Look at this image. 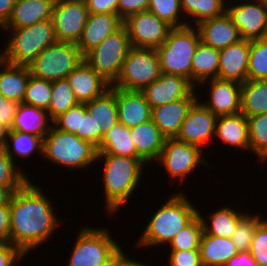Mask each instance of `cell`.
<instances>
[{
    "mask_svg": "<svg viewBox=\"0 0 267 266\" xmlns=\"http://www.w3.org/2000/svg\"><path fill=\"white\" fill-rule=\"evenodd\" d=\"M29 180L16 190L10 200L9 242L19 247L26 255L50 241L61 219L55 212L54 201L45 195L40 186ZM52 201V202H51ZM54 205V206H53ZM55 207V208H54ZM49 239V240H48Z\"/></svg>",
    "mask_w": 267,
    "mask_h": 266,
    "instance_id": "obj_1",
    "label": "cell"
},
{
    "mask_svg": "<svg viewBox=\"0 0 267 266\" xmlns=\"http://www.w3.org/2000/svg\"><path fill=\"white\" fill-rule=\"evenodd\" d=\"M100 160L102 164L104 163L101 175L103 184L101 187L106 203L104 209L106 215H114L133 197L136 188L141 185L142 170L148 167L140 158L98 154L96 162L100 163Z\"/></svg>",
    "mask_w": 267,
    "mask_h": 266,
    "instance_id": "obj_2",
    "label": "cell"
},
{
    "mask_svg": "<svg viewBox=\"0 0 267 266\" xmlns=\"http://www.w3.org/2000/svg\"><path fill=\"white\" fill-rule=\"evenodd\" d=\"M176 192L148 220L136 242L137 250L138 247L155 249L157 246L159 249L161 244L169 245L174 236L198 215L199 210L191 203L187 194L180 190Z\"/></svg>",
    "mask_w": 267,
    "mask_h": 266,
    "instance_id": "obj_3",
    "label": "cell"
},
{
    "mask_svg": "<svg viewBox=\"0 0 267 266\" xmlns=\"http://www.w3.org/2000/svg\"><path fill=\"white\" fill-rule=\"evenodd\" d=\"M7 31V32H6ZM8 41L1 49V60L13 65L30 64L44 49L58 42L52 19L20 29H3Z\"/></svg>",
    "mask_w": 267,
    "mask_h": 266,
    "instance_id": "obj_4",
    "label": "cell"
},
{
    "mask_svg": "<svg viewBox=\"0 0 267 266\" xmlns=\"http://www.w3.org/2000/svg\"><path fill=\"white\" fill-rule=\"evenodd\" d=\"M97 147L75 134L60 131L51 126L43 139V158L67 170L90 169L97 162ZM90 166V167H89Z\"/></svg>",
    "mask_w": 267,
    "mask_h": 266,
    "instance_id": "obj_5",
    "label": "cell"
},
{
    "mask_svg": "<svg viewBox=\"0 0 267 266\" xmlns=\"http://www.w3.org/2000/svg\"><path fill=\"white\" fill-rule=\"evenodd\" d=\"M200 41L196 26L173 27L156 49L161 73L182 76L191 82L193 56Z\"/></svg>",
    "mask_w": 267,
    "mask_h": 266,
    "instance_id": "obj_6",
    "label": "cell"
},
{
    "mask_svg": "<svg viewBox=\"0 0 267 266\" xmlns=\"http://www.w3.org/2000/svg\"><path fill=\"white\" fill-rule=\"evenodd\" d=\"M79 229L66 266H110L122 247L112 238L111 230L89 225Z\"/></svg>",
    "mask_w": 267,
    "mask_h": 266,
    "instance_id": "obj_7",
    "label": "cell"
},
{
    "mask_svg": "<svg viewBox=\"0 0 267 266\" xmlns=\"http://www.w3.org/2000/svg\"><path fill=\"white\" fill-rule=\"evenodd\" d=\"M131 48L128 31L123 25L89 51L84 60L112 86L118 79L123 62Z\"/></svg>",
    "mask_w": 267,
    "mask_h": 266,
    "instance_id": "obj_8",
    "label": "cell"
},
{
    "mask_svg": "<svg viewBox=\"0 0 267 266\" xmlns=\"http://www.w3.org/2000/svg\"><path fill=\"white\" fill-rule=\"evenodd\" d=\"M83 60L84 56L76 43L56 42L27 66L32 76L53 82L66 79Z\"/></svg>",
    "mask_w": 267,
    "mask_h": 266,
    "instance_id": "obj_9",
    "label": "cell"
},
{
    "mask_svg": "<svg viewBox=\"0 0 267 266\" xmlns=\"http://www.w3.org/2000/svg\"><path fill=\"white\" fill-rule=\"evenodd\" d=\"M161 75L157 50L132 47L113 87L141 91Z\"/></svg>",
    "mask_w": 267,
    "mask_h": 266,
    "instance_id": "obj_10",
    "label": "cell"
},
{
    "mask_svg": "<svg viewBox=\"0 0 267 266\" xmlns=\"http://www.w3.org/2000/svg\"><path fill=\"white\" fill-rule=\"evenodd\" d=\"M203 152L196 145L184 143L175 138L165 139L163 149L156 163L162 165L170 180L172 178V184H175L174 179L178 181L179 185L187 184L186 179H189L190 174L197 172L198 167H201V165L204 167V164L209 167L204 158L206 155Z\"/></svg>",
    "mask_w": 267,
    "mask_h": 266,
    "instance_id": "obj_11",
    "label": "cell"
},
{
    "mask_svg": "<svg viewBox=\"0 0 267 266\" xmlns=\"http://www.w3.org/2000/svg\"><path fill=\"white\" fill-rule=\"evenodd\" d=\"M226 12L242 39L252 41L267 37V8L259 0H227Z\"/></svg>",
    "mask_w": 267,
    "mask_h": 266,
    "instance_id": "obj_12",
    "label": "cell"
},
{
    "mask_svg": "<svg viewBox=\"0 0 267 266\" xmlns=\"http://www.w3.org/2000/svg\"><path fill=\"white\" fill-rule=\"evenodd\" d=\"M132 47L159 48L173 28L166 21L146 10L129 16L123 24Z\"/></svg>",
    "mask_w": 267,
    "mask_h": 266,
    "instance_id": "obj_13",
    "label": "cell"
},
{
    "mask_svg": "<svg viewBox=\"0 0 267 266\" xmlns=\"http://www.w3.org/2000/svg\"><path fill=\"white\" fill-rule=\"evenodd\" d=\"M89 14L85 1L56 0L52 21L58 42L77 43Z\"/></svg>",
    "mask_w": 267,
    "mask_h": 266,
    "instance_id": "obj_14",
    "label": "cell"
},
{
    "mask_svg": "<svg viewBox=\"0 0 267 266\" xmlns=\"http://www.w3.org/2000/svg\"><path fill=\"white\" fill-rule=\"evenodd\" d=\"M216 119L217 116L197 99L190 107L175 139L206 151V143L214 141Z\"/></svg>",
    "mask_w": 267,
    "mask_h": 266,
    "instance_id": "obj_15",
    "label": "cell"
},
{
    "mask_svg": "<svg viewBox=\"0 0 267 266\" xmlns=\"http://www.w3.org/2000/svg\"><path fill=\"white\" fill-rule=\"evenodd\" d=\"M201 84L202 86L198 85L200 89L201 87L202 89L205 88L203 85H208L209 93L206 91L208 99L202 101V97L198 93V100L214 115H234L241 112V83L214 78Z\"/></svg>",
    "mask_w": 267,
    "mask_h": 266,
    "instance_id": "obj_16",
    "label": "cell"
},
{
    "mask_svg": "<svg viewBox=\"0 0 267 266\" xmlns=\"http://www.w3.org/2000/svg\"><path fill=\"white\" fill-rule=\"evenodd\" d=\"M198 89L195 88L187 97L152 108L151 120L166 139L177 137L190 107L198 99Z\"/></svg>",
    "mask_w": 267,
    "mask_h": 266,
    "instance_id": "obj_17",
    "label": "cell"
},
{
    "mask_svg": "<svg viewBox=\"0 0 267 266\" xmlns=\"http://www.w3.org/2000/svg\"><path fill=\"white\" fill-rule=\"evenodd\" d=\"M196 87L185 77L161 73L160 77L141 92L151 108L187 97Z\"/></svg>",
    "mask_w": 267,
    "mask_h": 266,
    "instance_id": "obj_18",
    "label": "cell"
},
{
    "mask_svg": "<svg viewBox=\"0 0 267 266\" xmlns=\"http://www.w3.org/2000/svg\"><path fill=\"white\" fill-rule=\"evenodd\" d=\"M250 41L241 39L219 50L218 78L244 83L247 80Z\"/></svg>",
    "mask_w": 267,
    "mask_h": 266,
    "instance_id": "obj_19",
    "label": "cell"
},
{
    "mask_svg": "<svg viewBox=\"0 0 267 266\" xmlns=\"http://www.w3.org/2000/svg\"><path fill=\"white\" fill-rule=\"evenodd\" d=\"M124 24L118 14H89L81 36L76 43L85 56L97 47L107 36L116 32Z\"/></svg>",
    "mask_w": 267,
    "mask_h": 266,
    "instance_id": "obj_20",
    "label": "cell"
},
{
    "mask_svg": "<svg viewBox=\"0 0 267 266\" xmlns=\"http://www.w3.org/2000/svg\"><path fill=\"white\" fill-rule=\"evenodd\" d=\"M66 79L79 103H86L101 96L111 86L85 60Z\"/></svg>",
    "mask_w": 267,
    "mask_h": 266,
    "instance_id": "obj_21",
    "label": "cell"
},
{
    "mask_svg": "<svg viewBox=\"0 0 267 266\" xmlns=\"http://www.w3.org/2000/svg\"><path fill=\"white\" fill-rule=\"evenodd\" d=\"M118 122L131 128L151 120L152 108L141 91L116 88Z\"/></svg>",
    "mask_w": 267,
    "mask_h": 266,
    "instance_id": "obj_22",
    "label": "cell"
},
{
    "mask_svg": "<svg viewBox=\"0 0 267 266\" xmlns=\"http://www.w3.org/2000/svg\"><path fill=\"white\" fill-rule=\"evenodd\" d=\"M196 27L201 41L217 50L224 49L242 39L239 29L233 24L227 12L221 16L204 20Z\"/></svg>",
    "mask_w": 267,
    "mask_h": 266,
    "instance_id": "obj_23",
    "label": "cell"
},
{
    "mask_svg": "<svg viewBox=\"0 0 267 266\" xmlns=\"http://www.w3.org/2000/svg\"><path fill=\"white\" fill-rule=\"evenodd\" d=\"M230 148L242 151L250 150V140L247 118L243 113L217 116L214 139Z\"/></svg>",
    "mask_w": 267,
    "mask_h": 266,
    "instance_id": "obj_24",
    "label": "cell"
},
{
    "mask_svg": "<svg viewBox=\"0 0 267 266\" xmlns=\"http://www.w3.org/2000/svg\"><path fill=\"white\" fill-rule=\"evenodd\" d=\"M56 0H16L10 19L2 29H20L52 19Z\"/></svg>",
    "mask_w": 267,
    "mask_h": 266,
    "instance_id": "obj_25",
    "label": "cell"
},
{
    "mask_svg": "<svg viewBox=\"0 0 267 266\" xmlns=\"http://www.w3.org/2000/svg\"><path fill=\"white\" fill-rule=\"evenodd\" d=\"M131 140L137 151V158L147 165L157 161L164 146L165 137L152 120L130 128Z\"/></svg>",
    "mask_w": 267,
    "mask_h": 266,
    "instance_id": "obj_26",
    "label": "cell"
},
{
    "mask_svg": "<svg viewBox=\"0 0 267 266\" xmlns=\"http://www.w3.org/2000/svg\"><path fill=\"white\" fill-rule=\"evenodd\" d=\"M52 125L47 110L20 103L9 130L31 133L44 139Z\"/></svg>",
    "mask_w": 267,
    "mask_h": 266,
    "instance_id": "obj_27",
    "label": "cell"
},
{
    "mask_svg": "<svg viewBox=\"0 0 267 266\" xmlns=\"http://www.w3.org/2000/svg\"><path fill=\"white\" fill-rule=\"evenodd\" d=\"M31 73L27 65L0 61V93L8 100L22 103Z\"/></svg>",
    "mask_w": 267,
    "mask_h": 266,
    "instance_id": "obj_28",
    "label": "cell"
},
{
    "mask_svg": "<svg viewBox=\"0 0 267 266\" xmlns=\"http://www.w3.org/2000/svg\"><path fill=\"white\" fill-rule=\"evenodd\" d=\"M199 251L203 266H225L233 256L239 253L231 238L217 237L205 231Z\"/></svg>",
    "mask_w": 267,
    "mask_h": 266,
    "instance_id": "obj_29",
    "label": "cell"
},
{
    "mask_svg": "<svg viewBox=\"0 0 267 266\" xmlns=\"http://www.w3.org/2000/svg\"><path fill=\"white\" fill-rule=\"evenodd\" d=\"M235 210L231 205H224V207H219L213 212H209V215L203 216L201 211L198 214L201 217L204 231L207 234L214 235L217 237L231 238L232 234L236 230V227L240 219L247 213L246 211ZM207 217V219H206ZM209 220V221H207Z\"/></svg>",
    "mask_w": 267,
    "mask_h": 266,
    "instance_id": "obj_30",
    "label": "cell"
},
{
    "mask_svg": "<svg viewBox=\"0 0 267 266\" xmlns=\"http://www.w3.org/2000/svg\"><path fill=\"white\" fill-rule=\"evenodd\" d=\"M87 111L92 115L103 135L116 123H118L116 87L110 86L101 96L85 103Z\"/></svg>",
    "mask_w": 267,
    "mask_h": 266,
    "instance_id": "obj_31",
    "label": "cell"
},
{
    "mask_svg": "<svg viewBox=\"0 0 267 266\" xmlns=\"http://www.w3.org/2000/svg\"><path fill=\"white\" fill-rule=\"evenodd\" d=\"M219 50L199 42L192 61L191 83L197 88L202 82L218 78Z\"/></svg>",
    "mask_w": 267,
    "mask_h": 266,
    "instance_id": "obj_32",
    "label": "cell"
},
{
    "mask_svg": "<svg viewBox=\"0 0 267 266\" xmlns=\"http://www.w3.org/2000/svg\"><path fill=\"white\" fill-rule=\"evenodd\" d=\"M97 151L98 154L137 158V151L131 140L130 128L120 122L103 135Z\"/></svg>",
    "mask_w": 267,
    "mask_h": 266,
    "instance_id": "obj_33",
    "label": "cell"
},
{
    "mask_svg": "<svg viewBox=\"0 0 267 266\" xmlns=\"http://www.w3.org/2000/svg\"><path fill=\"white\" fill-rule=\"evenodd\" d=\"M241 113L246 117L267 113V80L241 83Z\"/></svg>",
    "mask_w": 267,
    "mask_h": 266,
    "instance_id": "obj_34",
    "label": "cell"
},
{
    "mask_svg": "<svg viewBox=\"0 0 267 266\" xmlns=\"http://www.w3.org/2000/svg\"><path fill=\"white\" fill-rule=\"evenodd\" d=\"M4 150L16 164L19 159L30 158L35 151L43 156V139L31 133L9 130Z\"/></svg>",
    "mask_w": 267,
    "mask_h": 266,
    "instance_id": "obj_35",
    "label": "cell"
},
{
    "mask_svg": "<svg viewBox=\"0 0 267 266\" xmlns=\"http://www.w3.org/2000/svg\"><path fill=\"white\" fill-rule=\"evenodd\" d=\"M186 25L196 26L200 22L223 15L227 0H180ZM194 23V24H193Z\"/></svg>",
    "mask_w": 267,
    "mask_h": 266,
    "instance_id": "obj_36",
    "label": "cell"
},
{
    "mask_svg": "<svg viewBox=\"0 0 267 266\" xmlns=\"http://www.w3.org/2000/svg\"><path fill=\"white\" fill-rule=\"evenodd\" d=\"M250 152L260 160L262 166L267 162V113L248 116Z\"/></svg>",
    "mask_w": 267,
    "mask_h": 266,
    "instance_id": "obj_37",
    "label": "cell"
},
{
    "mask_svg": "<svg viewBox=\"0 0 267 266\" xmlns=\"http://www.w3.org/2000/svg\"><path fill=\"white\" fill-rule=\"evenodd\" d=\"M78 103L67 79L52 82L51 101L47 109L52 121Z\"/></svg>",
    "mask_w": 267,
    "mask_h": 266,
    "instance_id": "obj_38",
    "label": "cell"
},
{
    "mask_svg": "<svg viewBox=\"0 0 267 266\" xmlns=\"http://www.w3.org/2000/svg\"><path fill=\"white\" fill-rule=\"evenodd\" d=\"M204 232L203 223L198 214L189 224L181 229L169 243L170 250L188 251L199 249Z\"/></svg>",
    "mask_w": 267,
    "mask_h": 266,
    "instance_id": "obj_39",
    "label": "cell"
},
{
    "mask_svg": "<svg viewBox=\"0 0 267 266\" xmlns=\"http://www.w3.org/2000/svg\"><path fill=\"white\" fill-rule=\"evenodd\" d=\"M248 80H267V37L250 41Z\"/></svg>",
    "mask_w": 267,
    "mask_h": 266,
    "instance_id": "obj_40",
    "label": "cell"
},
{
    "mask_svg": "<svg viewBox=\"0 0 267 266\" xmlns=\"http://www.w3.org/2000/svg\"><path fill=\"white\" fill-rule=\"evenodd\" d=\"M262 213H246L239 221L231 240L239 252H248L257 224L263 219Z\"/></svg>",
    "mask_w": 267,
    "mask_h": 266,
    "instance_id": "obj_41",
    "label": "cell"
},
{
    "mask_svg": "<svg viewBox=\"0 0 267 266\" xmlns=\"http://www.w3.org/2000/svg\"><path fill=\"white\" fill-rule=\"evenodd\" d=\"M148 11L172 27L186 26L180 0H149Z\"/></svg>",
    "mask_w": 267,
    "mask_h": 266,
    "instance_id": "obj_42",
    "label": "cell"
},
{
    "mask_svg": "<svg viewBox=\"0 0 267 266\" xmlns=\"http://www.w3.org/2000/svg\"><path fill=\"white\" fill-rule=\"evenodd\" d=\"M51 92L52 82L30 75L22 103L47 110Z\"/></svg>",
    "mask_w": 267,
    "mask_h": 266,
    "instance_id": "obj_43",
    "label": "cell"
},
{
    "mask_svg": "<svg viewBox=\"0 0 267 266\" xmlns=\"http://www.w3.org/2000/svg\"><path fill=\"white\" fill-rule=\"evenodd\" d=\"M6 154L4 148H0V185L7 187H23L29 180L30 175L24 172ZM28 174V175H27Z\"/></svg>",
    "mask_w": 267,
    "mask_h": 266,
    "instance_id": "obj_44",
    "label": "cell"
},
{
    "mask_svg": "<svg viewBox=\"0 0 267 266\" xmlns=\"http://www.w3.org/2000/svg\"><path fill=\"white\" fill-rule=\"evenodd\" d=\"M251 257L257 266H267V219L263 218L256 230L249 249Z\"/></svg>",
    "mask_w": 267,
    "mask_h": 266,
    "instance_id": "obj_45",
    "label": "cell"
},
{
    "mask_svg": "<svg viewBox=\"0 0 267 266\" xmlns=\"http://www.w3.org/2000/svg\"><path fill=\"white\" fill-rule=\"evenodd\" d=\"M52 124L60 131L72 134L81 133V103L60 114L52 121Z\"/></svg>",
    "mask_w": 267,
    "mask_h": 266,
    "instance_id": "obj_46",
    "label": "cell"
},
{
    "mask_svg": "<svg viewBox=\"0 0 267 266\" xmlns=\"http://www.w3.org/2000/svg\"><path fill=\"white\" fill-rule=\"evenodd\" d=\"M75 135L83 140L91 142L98 147L101 142V130H97L96 122L87 111L85 103H81V133Z\"/></svg>",
    "mask_w": 267,
    "mask_h": 266,
    "instance_id": "obj_47",
    "label": "cell"
},
{
    "mask_svg": "<svg viewBox=\"0 0 267 266\" xmlns=\"http://www.w3.org/2000/svg\"><path fill=\"white\" fill-rule=\"evenodd\" d=\"M167 264L165 266H203L199 249L188 251L169 250Z\"/></svg>",
    "mask_w": 267,
    "mask_h": 266,
    "instance_id": "obj_48",
    "label": "cell"
},
{
    "mask_svg": "<svg viewBox=\"0 0 267 266\" xmlns=\"http://www.w3.org/2000/svg\"><path fill=\"white\" fill-rule=\"evenodd\" d=\"M25 258L26 254L19 247L10 242H0V266H18Z\"/></svg>",
    "mask_w": 267,
    "mask_h": 266,
    "instance_id": "obj_49",
    "label": "cell"
},
{
    "mask_svg": "<svg viewBox=\"0 0 267 266\" xmlns=\"http://www.w3.org/2000/svg\"><path fill=\"white\" fill-rule=\"evenodd\" d=\"M149 0H118V15L124 21L129 16L148 10Z\"/></svg>",
    "mask_w": 267,
    "mask_h": 266,
    "instance_id": "obj_50",
    "label": "cell"
},
{
    "mask_svg": "<svg viewBox=\"0 0 267 266\" xmlns=\"http://www.w3.org/2000/svg\"><path fill=\"white\" fill-rule=\"evenodd\" d=\"M89 13L118 14V0H85Z\"/></svg>",
    "mask_w": 267,
    "mask_h": 266,
    "instance_id": "obj_51",
    "label": "cell"
},
{
    "mask_svg": "<svg viewBox=\"0 0 267 266\" xmlns=\"http://www.w3.org/2000/svg\"><path fill=\"white\" fill-rule=\"evenodd\" d=\"M19 103L6 99L0 93V123L11 128Z\"/></svg>",
    "mask_w": 267,
    "mask_h": 266,
    "instance_id": "obj_52",
    "label": "cell"
},
{
    "mask_svg": "<svg viewBox=\"0 0 267 266\" xmlns=\"http://www.w3.org/2000/svg\"><path fill=\"white\" fill-rule=\"evenodd\" d=\"M10 208L9 204L0 206V242H9Z\"/></svg>",
    "mask_w": 267,
    "mask_h": 266,
    "instance_id": "obj_53",
    "label": "cell"
},
{
    "mask_svg": "<svg viewBox=\"0 0 267 266\" xmlns=\"http://www.w3.org/2000/svg\"><path fill=\"white\" fill-rule=\"evenodd\" d=\"M124 250L125 249L121 247L120 250L113 256L110 266H151L149 262L148 264H145V262L142 263L140 260H137V258H130L126 253H124Z\"/></svg>",
    "mask_w": 267,
    "mask_h": 266,
    "instance_id": "obj_54",
    "label": "cell"
},
{
    "mask_svg": "<svg viewBox=\"0 0 267 266\" xmlns=\"http://www.w3.org/2000/svg\"><path fill=\"white\" fill-rule=\"evenodd\" d=\"M225 266H257L250 252H239L233 256Z\"/></svg>",
    "mask_w": 267,
    "mask_h": 266,
    "instance_id": "obj_55",
    "label": "cell"
},
{
    "mask_svg": "<svg viewBox=\"0 0 267 266\" xmlns=\"http://www.w3.org/2000/svg\"><path fill=\"white\" fill-rule=\"evenodd\" d=\"M16 0H0V30L6 25L11 17Z\"/></svg>",
    "mask_w": 267,
    "mask_h": 266,
    "instance_id": "obj_56",
    "label": "cell"
},
{
    "mask_svg": "<svg viewBox=\"0 0 267 266\" xmlns=\"http://www.w3.org/2000/svg\"><path fill=\"white\" fill-rule=\"evenodd\" d=\"M22 187H7L0 185V206L10 204L13 193Z\"/></svg>",
    "mask_w": 267,
    "mask_h": 266,
    "instance_id": "obj_57",
    "label": "cell"
},
{
    "mask_svg": "<svg viewBox=\"0 0 267 266\" xmlns=\"http://www.w3.org/2000/svg\"><path fill=\"white\" fill-rule=\"evenodd\" d=\"M9 128L0 123V148H4L6 144Z\"/></svg>",
    "mask_w": 267,
    "mask_h": 266,
    "instance_id": "obj_58",
    "label": "cell"
},
{
    "mask_svg": "<svg viewBox=\"0 0 267 266\" xmlns=\"http://www.w3.org/2000/svg\"><path fill=\"white\" fill-rule=\"evenodd\" d=\"M267 8V0H259Z\"/></svg>",
    "mask_w": 267,
    "mask_h": 266,
    "instance_id": "obj_59",
    "label": "cell"
}]
</instances>
